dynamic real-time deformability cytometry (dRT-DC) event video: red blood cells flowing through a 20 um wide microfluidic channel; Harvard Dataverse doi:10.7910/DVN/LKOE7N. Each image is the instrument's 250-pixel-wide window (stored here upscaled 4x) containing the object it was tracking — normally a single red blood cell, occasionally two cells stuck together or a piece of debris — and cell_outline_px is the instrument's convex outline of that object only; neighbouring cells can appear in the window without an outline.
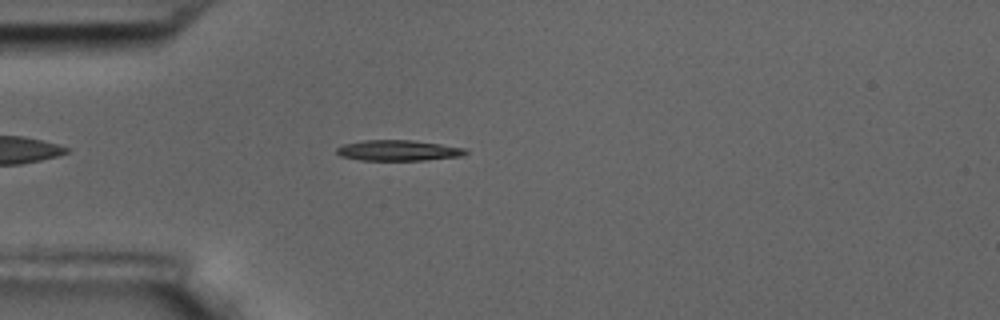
{"species": "common noctule bat (a hibernating species)", "species_latin": "Nyctalus noctula", "temperature_condition": "room temperature", "stored_images_in_passage": 5, "camera_frame_rate_fps": 3000, "um_per_image_px": 0.085, "animal": {"sex": "male", "body_mass_g": 17.5, "forearm_length_mm": 52.3}, "frame": {"image": 1, "passage_image": 4, "time_ms": 4.333, "image_size_px": [1000, 320], "cell_outline_px": [[468, 152], [464, 156], [424, 160], [360, 160], [340, 156], [336, 152], [336, 148], [344, 144], [364, 140], [412, 140], [440, 144], [464, 148]], "centroid_in_image_um": [33.85, 12.79], "position_along_channel_um": 51.2, "area_um2": 15.49}}